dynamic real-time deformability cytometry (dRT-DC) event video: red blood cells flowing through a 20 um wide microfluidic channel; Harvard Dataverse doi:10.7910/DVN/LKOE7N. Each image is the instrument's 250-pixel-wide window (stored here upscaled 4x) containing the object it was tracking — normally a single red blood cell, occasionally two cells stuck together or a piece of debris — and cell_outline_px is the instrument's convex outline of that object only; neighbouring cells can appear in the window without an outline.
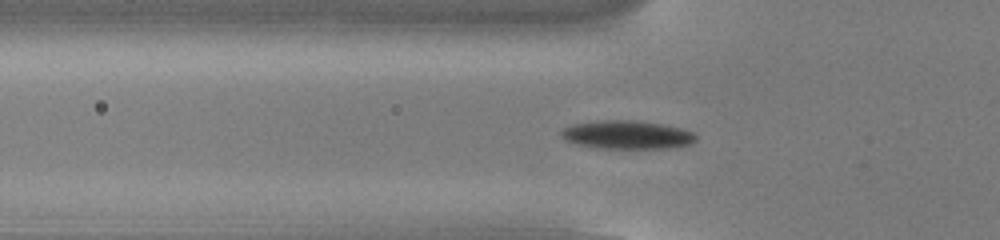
{"species": "common noctule bat (a hibernating species)", "species_latin": "Nyctalus noctula", "temperature_condition": "cold", "stored_images_in_passage": 53, "camera_frame_rate_fps": 3000, "um_per_image_px": 0.085, "animal": {"sex": "male", "body_mass_g": 13.0, "forearm_length_mm": 53.1}, "frame": {"image": 1, "passage_image": 18, "time_ms": 5.667, "image_size_px": [1000, 240], "cell_outline_px": [[696, 140], [692, 144], [672, 148], [596, 148], [576, 144], [564, 140], [560, 136], [560, 132], [564, 128], [572, 124], [604, 120], [636, 120], [664, 124], [680, 128], [692, 132], [696, 136]], "centroid_in_image_um": [53.29, 11.46], "position_along_channel_um": 72.5, "area_um2": 22.48}}
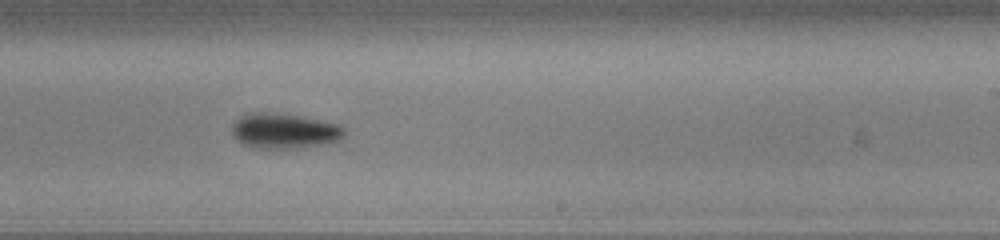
{"frame": {"image": 2, "passage_image": 33, "time_ms": 10.667, "image_size_px": [1000, 240], "cell_outline_px": [[344, 136], [340, 140], [328, 144], [296, 148], [252, 148], [236, 140], [232, 136], [232, 124], [240, 116], [248, 112], [264, 112], [300, 116], [340, 124], [344, 128]], "centroid_in_image_um": [24.15, 11.13], "position_along_channel_um": 264.8, "area_um2": 23.29}}
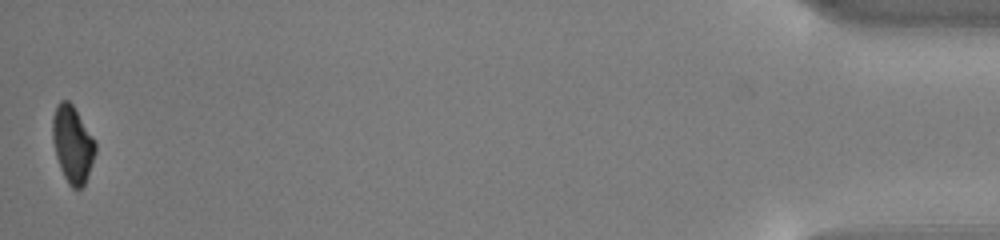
{"frame": {"image": 3, "passage_image": 53, "time_ms": 17.333, "image_size_px": [1000, 240], "cell_outline_px": [[96, 152], [88, 176], [84, 184], [80, 188], [72, 188], [68, 184], [60, 168], [56, 156], [52, 140], [52, 116], [56, 104], [60, 100], [68, 100], [72, 104], [96, 140]], "centroid_in_image_um": [6.16, 12.24], "position_along_channel_um": 429.0, "area_um2": 19.42}, "authors_computed_cell_mechanics": {"area_um2": 20.2878, "velocity_mm_per_s": 3.8535, "shape_relaxation_time_tau1_ms": 1.6995, "shape_relaxation_time_tau2_ms": null, "deformation_change_tau1": 0.1135, "deformation_change_tau2": null}}